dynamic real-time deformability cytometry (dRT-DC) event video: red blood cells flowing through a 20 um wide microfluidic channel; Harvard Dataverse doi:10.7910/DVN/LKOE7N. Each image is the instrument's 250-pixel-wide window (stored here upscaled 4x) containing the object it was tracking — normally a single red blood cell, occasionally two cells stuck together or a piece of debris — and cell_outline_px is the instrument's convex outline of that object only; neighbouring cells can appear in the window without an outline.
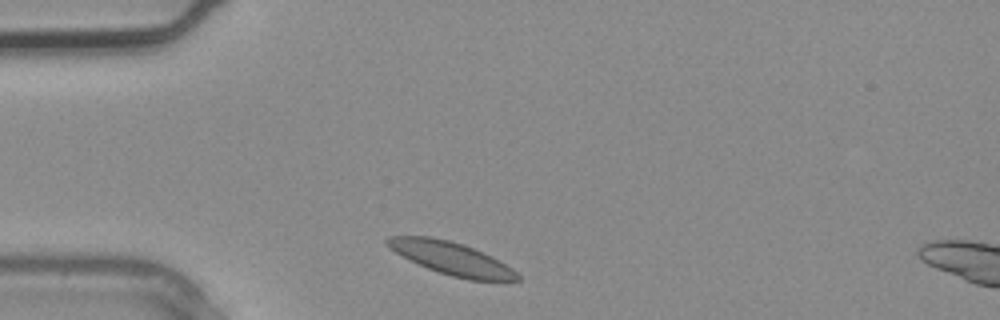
{"species": "common noctule bat (a hibernating species)", "species_latin": "Nyctalus noctula", "temperature_condition": "warm", "stored_images_in_passage": 2, "segment_of_instrument_passage": [2, 2], "camera_frame_rate_fps": 3000, "um_per_image_px": 0.085, "animal": {"sex": "male", "body_mass_g": 20.4}, "frame": {"image": 1, "passage_image": 2, "time_ms": 0.333, "image_size_px": [1000, 320], "cell_outline_px": [[520, 280], [468, 280], [452, 276], [428, 268], [396, 252], [384, 240], [388, 236], [432, 236], [464, 244], [512, 268], [520, 276]], "centroid_in_image_um": [38.36, 21.95], "position_along_channel_um": 46.6, "area_um2": 24.04}}